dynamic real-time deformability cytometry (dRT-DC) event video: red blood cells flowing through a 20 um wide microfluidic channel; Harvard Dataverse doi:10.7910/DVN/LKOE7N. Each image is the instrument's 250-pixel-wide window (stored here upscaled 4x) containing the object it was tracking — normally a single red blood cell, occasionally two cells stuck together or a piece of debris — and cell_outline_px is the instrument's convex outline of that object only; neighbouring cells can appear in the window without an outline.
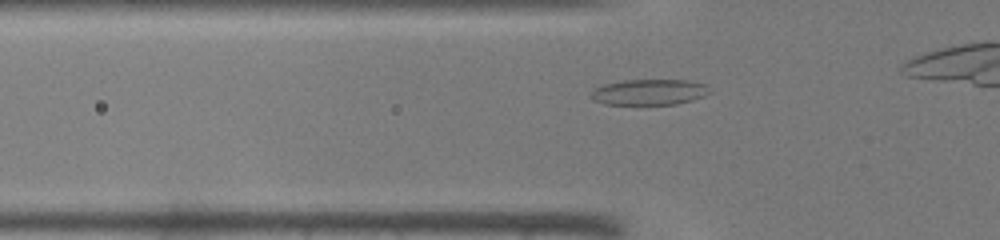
{"species": "common noctule bat (a hibernating species)", "species_latin": "Nyctalus noctula", "temperature_condition": "warm", "stored_images_in_passage": 27, "camera_frame_rate_fps": 3000, "um_per_image_px": 0.085, "animal": {"sex": "male", "body_mass_g": 19.0, "forearm_length_mm": 50.8}, "frame": {"image": 1, "passage_image": 5, "time_ms": 1.333, "image_size_px": [1000, 240], "cell_outline_px": [[708, 92], [704, 96], [692, 100], [676, 104], [604, 104], [592, 100], [592, 92], [596, 88], [604, 84], [624, 80], [688, 80], [708, 84]], "centroid_in_image_um": [55.2, 7.82], "position_along_channel_um": 70.6, "area_um2": 17.69}}
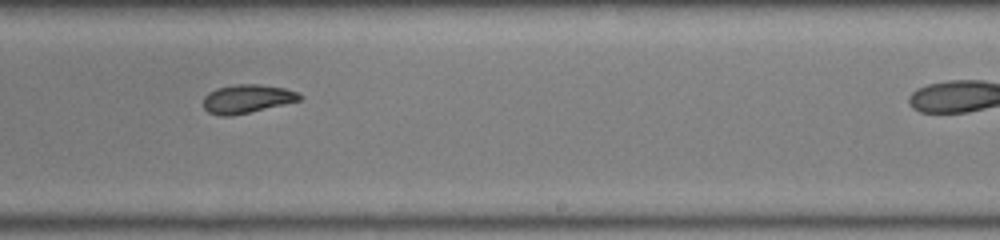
{"frame": {"image": 2, "passage_image": 18, "time_ms": 5.667, "image_size_px": [1000, 240], "cell_outline_px": [[304, 96], [300, 100], [232, 116], [220, 116], [208, 112], [204, 108], [204, 96], [208, 92], [216, 88], [236, 84], [260, 84], [284, 88], [296, 92]], "centroid_in_image_um": [20.97, 8.39], "position_along_channel_um": 268.0, "area_um2": 15.95}}
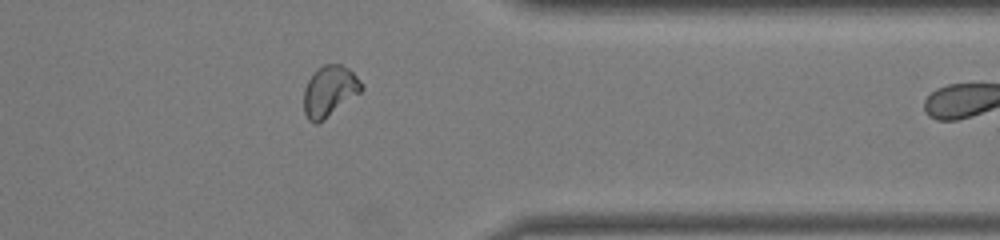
{"frame": {"image": 3, "passage_image": 26, "time_ms": 8.333, "image_size_px": [1000, 240], "cell_outline_px": [[364, 88], [360, 92], [324, 120], [316, 124], [308, 120], [304, 112], [304, 88], [312, 72], [316, 68], [324, 64], [340, 64], [348, 68], [360, 80]], "centroid_in_image_um": [27.98, 7.73], "position_along_channel_um": 383.4, "area_um2": 17.11}}